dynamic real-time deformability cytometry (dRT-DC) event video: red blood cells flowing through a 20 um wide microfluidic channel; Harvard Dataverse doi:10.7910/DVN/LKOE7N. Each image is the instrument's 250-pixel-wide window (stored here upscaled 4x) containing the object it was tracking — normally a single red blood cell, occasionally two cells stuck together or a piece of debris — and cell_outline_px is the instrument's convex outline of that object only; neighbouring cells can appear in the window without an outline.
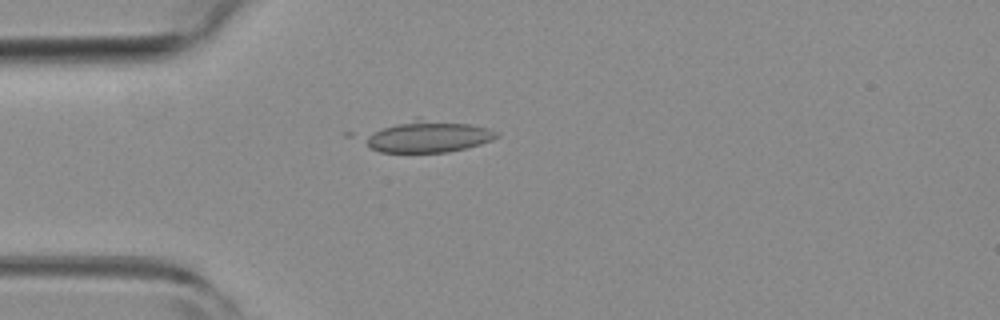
{"species": "common noctule bat (a hibernating species)", "species_latin": "Nyctalus noctula", "temperature_condition": "room temperature", "stored_images_in_passage": 3, "camera_frame_rate_fps": 3000, "um_per_image_px": 0.085, "animal": {"sex": "female", "body_mass_g": 19.3, "forearm_length_mm": 54.1}, "frame": {"image": 1, "passage_image": 2, "time_ms": 0.333, "image_size_px": [1000, 320], "cell_outline_px": [[500, 136], [492, 140], [480, 144], [448, 152], [380, 152], [372, 148], [368, 144], [368, 136], [384, 128], [416, 116], [420, 116], [468, 124], [488, 128], [500, 132]], "centroid_in_image_um": [36.5, 11.57], "position_along_channel_um": 48.5, "area_um2": 24.16}}